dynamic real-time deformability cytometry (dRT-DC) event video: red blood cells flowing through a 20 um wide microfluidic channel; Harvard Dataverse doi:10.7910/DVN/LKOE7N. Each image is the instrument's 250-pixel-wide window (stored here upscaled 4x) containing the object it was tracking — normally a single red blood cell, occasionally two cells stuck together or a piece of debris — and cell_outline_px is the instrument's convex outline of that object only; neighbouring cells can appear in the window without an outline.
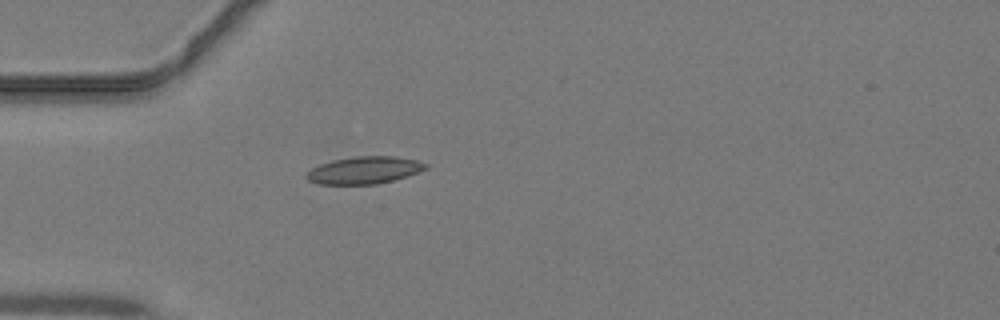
{"species": "common noctule bat (a hibernating species)", "species_latin": "Nyctalus noctula", "temperature_condition": "warm", "stored_images_in_passage": 32, "camera_frame_rate_fps": 3000, "um_per_image_px": 0.085, "animal": {"sex": "male", "body_mass_g": 19.2, "forearm_length_mm": 51.8}, "frame": {"image": 1, "passage_image": 1, "time_ms": 0.0, "image_size_px": [1000, 320], "cell_outline_px": [[428, 168], [408, 176], [376, 184], [320, 184], [308, 180], [304, 176], [312, 168], [320, 164], [332, 160], [356, 156], [396, 156], [416, 160], [428, 164]], "centroid_in_image_um": [30.97, 14.46], "position_along_channel_um": 54.0, "area_um2": 18.9}}
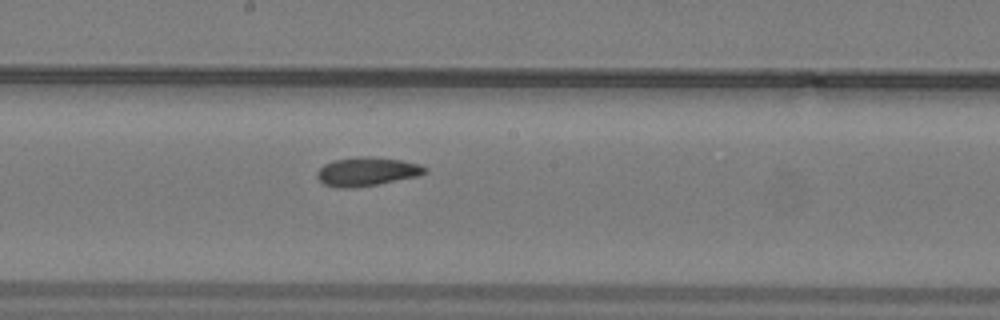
{"frame": {"image": 2, "passage_image": 12, "time_ms": 3.667, "image_size_px": [1000, 320], "cell_outline_px": [[428, 172], [416, 176], [380, 184], [352, 188], [336, 188], [324, 184], [316, 176], [316, 172], [324, 164], [332, 160], [360, 156], [368, 156], [400, 160], [420, 164], [428, 168]], "centroid_in_image_um": [31.17, 14.58], "position_along_channel_um": 217.0, "area_um2": 18.21}}
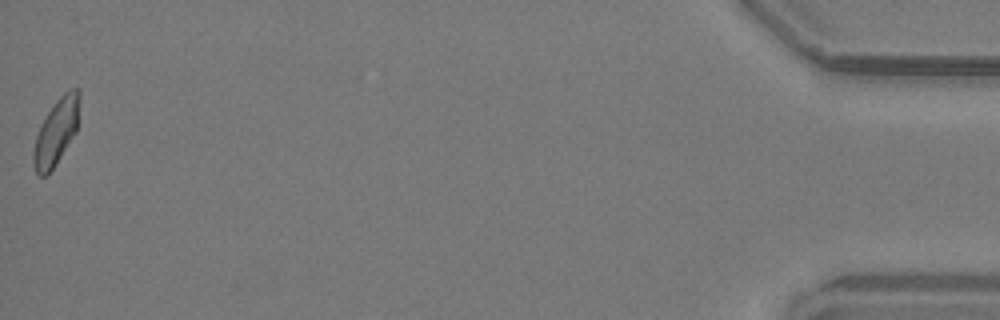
{"frame": {"image": 3, "passage_image": 32, "time_ms": 10.333, "image_size_px": [1000, 320], "cell_outline_px": [[80, 100], [76, 132], [56, 164], [44, 176], [40, 176], [36, 172], [32, 160], [32, 152], [36, 136], [40, 124], [56, 100], [68, 88], [80, 88]], "centroid_in_image_um": [4.78, 11.16], "position_along_channel_um": 430.4, "area_um2": 17.74}}